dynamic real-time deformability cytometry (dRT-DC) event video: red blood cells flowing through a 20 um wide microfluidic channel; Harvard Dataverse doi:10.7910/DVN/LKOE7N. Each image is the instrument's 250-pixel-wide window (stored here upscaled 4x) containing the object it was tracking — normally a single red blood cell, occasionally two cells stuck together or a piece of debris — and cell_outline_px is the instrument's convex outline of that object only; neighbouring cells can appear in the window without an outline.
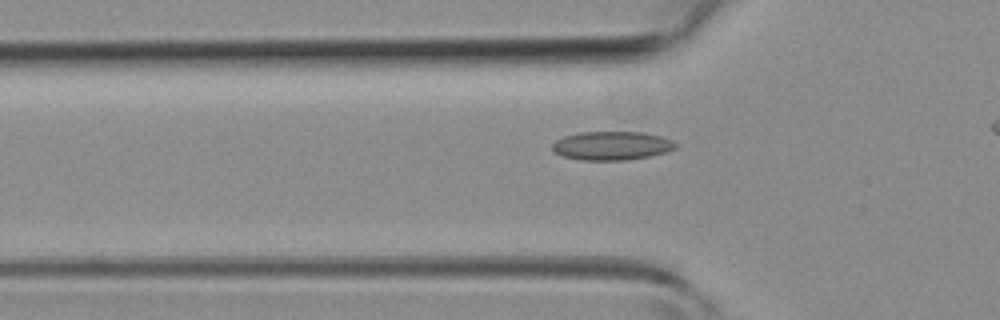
{"species": "common noctule bat (a hibernating species)", "species_latin": "Nyctalus noctula", "temperature_condition": "room temperature", "stored_images_in_passage": 29, "camera_frame_rate_fps": 3000, "um_per_image_px": 0.085, "animal": {"sex": "female", "body_mass_g": 19.3, "forearm_length_mm": 54.1}, "frame": {"image": 1, "passage_image": 7, "time_ms": 2.0, "image_size_px": [1000, 320], "cell_outline_px": [[676, 148], [664, 152], [648, 156], [628, 160], [580, 160], [564, 156], [552, 152], [552, 144], [556, 140], [564, 136], [580, 132], [640, 132], [660, 136], [672, 140], [676, 144]], "centroid_in_image_um": [51.96, 12.38], "position_along_channel_um": 73.8, "area_um2": 20.52}}
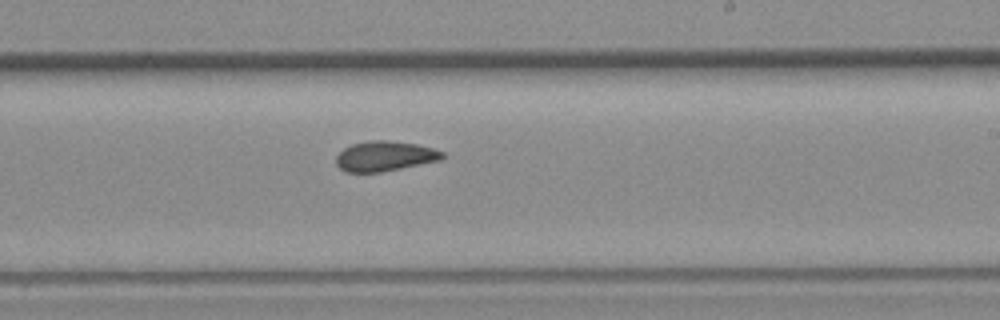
{"frame": {"image": 2, "passage_image": 19, "time_ms": 6.0, "image_size_px": [1000, 320], "cell_outline_px": [[448, 156], [440, 160], [380, 172], [344, 172], [336, 164], [336, 156], [344, 148], [352, 144], [372, 140], [388, 140], [416, 144], [432, 148], [444, 152]], "centroid_in_image_um": [32.71, 13.27], "position_along_channel_um": 256.3, "area_um2": 18.55}}
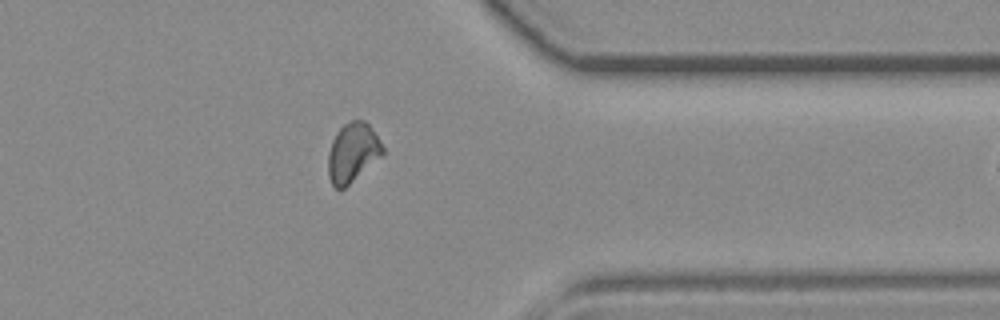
{"frame": {"image": 3, "passage_image": 28, "time_ms": 9.0, "image_size_px": [1000, 320], "cell_outline_px": [[384, 152], [380, 156], [344, 188], [336, 188], [332, 184], [328, 176], [328, 152], [332, 140], [336, 132], [348, 120], [364, 120], [368, 124], [384, 148]], "centroid_in_image_um": [29.93, 12.94], "position_along_channel_um": 381.5, "area_um2": 18.44}}